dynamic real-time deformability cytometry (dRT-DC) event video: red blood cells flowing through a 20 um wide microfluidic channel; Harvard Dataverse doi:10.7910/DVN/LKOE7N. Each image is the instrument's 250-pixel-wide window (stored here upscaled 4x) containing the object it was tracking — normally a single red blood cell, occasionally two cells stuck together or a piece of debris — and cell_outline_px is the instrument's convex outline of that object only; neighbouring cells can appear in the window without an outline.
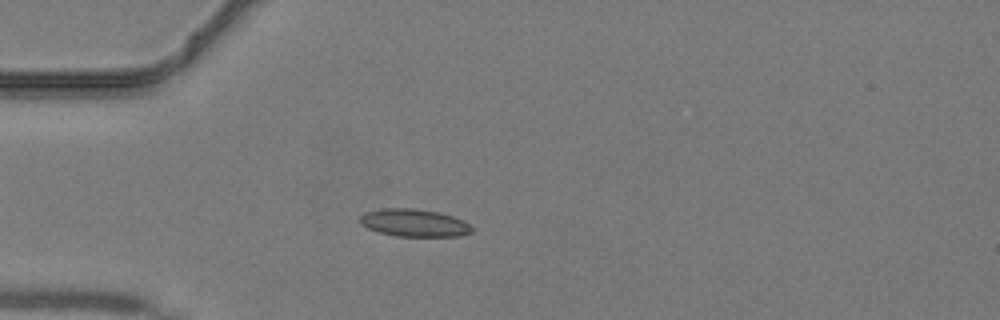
{"species": "common noctule bat (a hibernating species)", "species_latin": "Nyctalus noctula", "temperature_condition": "warm", "stored_images_in_passage": 40, "camera_frame_rate_fps": 3000, "um_per_image_px": 0.085, "animal": {"sex": "male", "body_mass_g": 19.2, "forearm_length_mm": 51.8}, "frame": {"image": 1, "passage_image": 9, "time_ms": 2.667, "image_size_px": [1000, 320], "cell_outline_px": [[472, 232], [460, 236], [396, 236], [380, 232], [368, 228], [360, 224], [360, 216], [364, 212], [384, 208], [412, 208], [440, 212], [464, 220], [472, 228]], "centroid_in_image_um": [35.2, 18.93], "position_along_channel_um": 49.8, "area_um2": 17.98}}
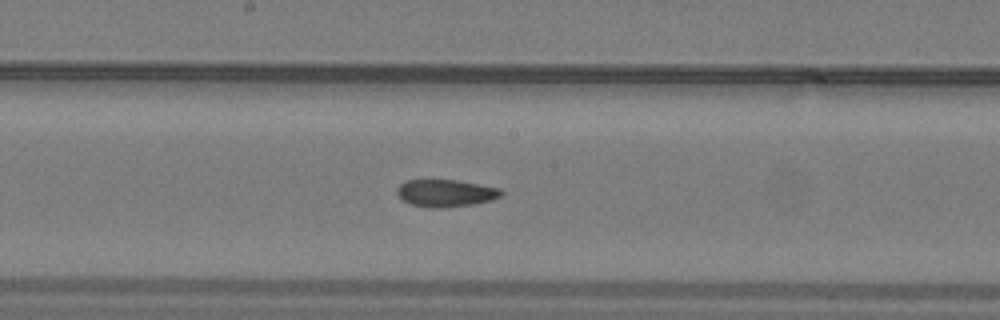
{"frame": {"image": 2, "passage_image": 20, "time_ms": 6.333, "image_size_px": [1000, 320], "cell_outline_px": [[504, 192], [500, 196], [492, 200], [476, 204], [444, 208], [432, 208], [412, 204], [404, 200], [396, 192], [396, 188], [404, 180], [460, 180], [500, 188]], "centroid_in_image_um": [37.91, 16.41], "position_along_channel_um": 210.3, "area_um2": 16.7}}
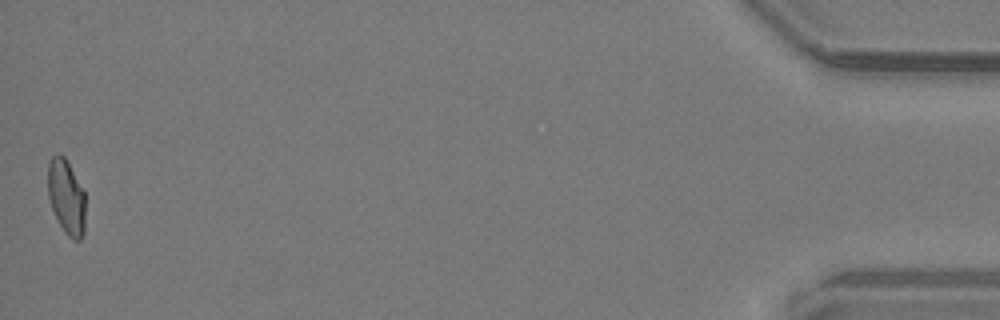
{"frame": {"image": 3, "passage_image": 40, "time_ms": 13.0, "image_size_px": [1000, 320], "cell_outline_px": [[84, 232], [80, 240], [72, 240], [64, 232], [52, 208], [48, 196], [48, 164], [52, 156], [56, 152], [60, 152], [64, 156], [84, 192]], "centroid_in_image_um": [5.62, 16.73], "position_along_channel_um": 429.6, "area_um2": 16.18}}